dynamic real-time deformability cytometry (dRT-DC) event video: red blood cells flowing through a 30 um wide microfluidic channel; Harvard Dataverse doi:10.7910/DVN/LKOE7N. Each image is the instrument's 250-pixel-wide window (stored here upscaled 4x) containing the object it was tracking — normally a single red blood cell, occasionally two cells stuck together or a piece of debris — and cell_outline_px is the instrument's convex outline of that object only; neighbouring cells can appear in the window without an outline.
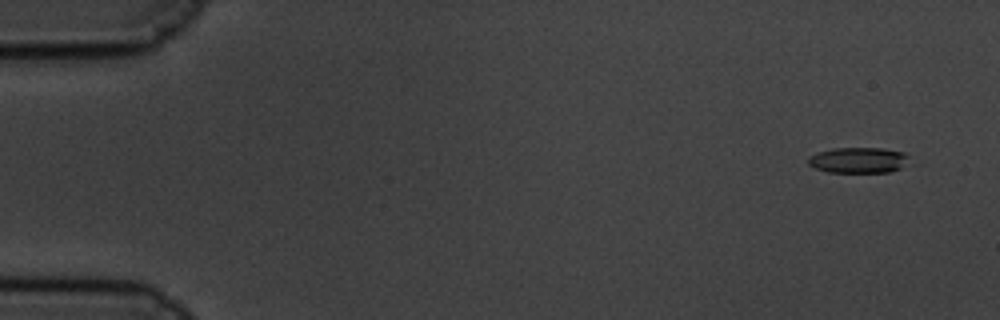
{"species": "common noctule bat (a hibernating species)", "species_latin": "Nyctalus noctula", "temperature_condition": "cold", "stored_images_in_passage": 61, "camera_frame_rate_fps": 3000, "um_per_image_px": 0.085, "animal": {"sex": "male", "body_mass_g": 19.5, "forearm_length_mm": 54.6}, "frame": {"image": 1, "passage_image": 4, "time_ms": 1.0, "image_size_px": [1000, 320], "cell_outline_px": [[920, 164], [888, 172], [828, 172], [816, 168], [808, 164], [808, 156], [816, 152], [832, 148], [880, 148], [904, 152]], "centroid_in_image_um": [73.14, 13.62], "position_along_channel_um": 11.9, "area_um2": 15.9}}
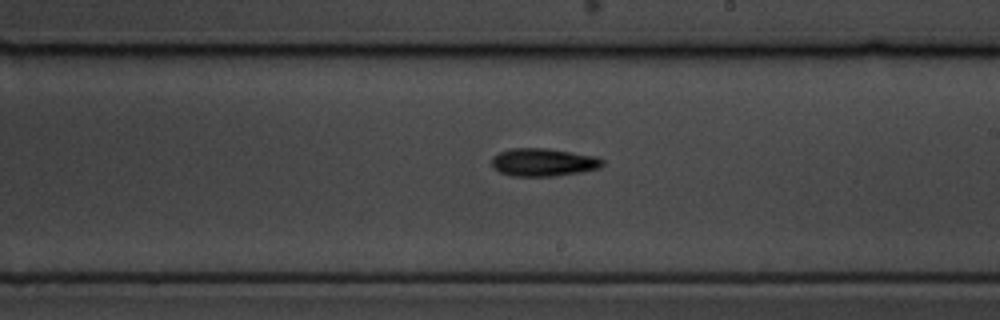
{"frame": {"image": 2, "passage_image": 36, "time_ms": 11.667, "image_size_px": [1000, 320], "cell_outline_px": [[604, 164], [600, 168], [580, 172], [556, 176], [512, 176], [500, 172], [492, 168], [492, 156], [508, 148], [548, 148], [596, 156], [604, 160]], "centroid_in_image_um": [46.18, 13.79], "position_along_channel_um": 242.8, "area_um2": 18.21}}
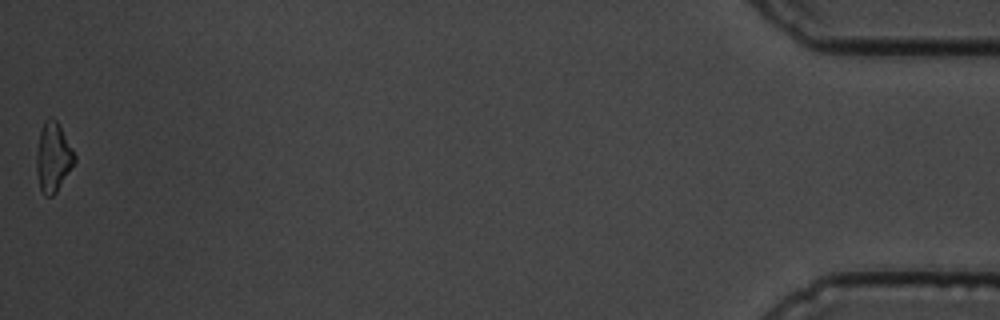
{"frame": {"image": 3, "passage_image": 61, "time_ms": 20.0, "image_size_px": [1000, 320], "cell_outline_px": [[76, 160], [56, 192], [52, 196], [44, 196], [40, 188], [36, 172], [36, 152], [40, 132], [44, 120], [48, 116], [52, 116], [56, 120], [72, 148], [76, 156]], "centroid_in_image_um": [4.5, 13.35], "position_along_channel_um": 430.7, "area_um2": 15.32}, "authors_computed_cell_mechanics": {"area_um2": 16.473, "velocity_mm_per_s": 3.3512, "shape_relaxation_time_tau1_ms": 2.7616, "shape_relaxation_time_tau2_ms": null, "deformation_change_tau1": 0.1421, "deformation_change_tau2": null}}